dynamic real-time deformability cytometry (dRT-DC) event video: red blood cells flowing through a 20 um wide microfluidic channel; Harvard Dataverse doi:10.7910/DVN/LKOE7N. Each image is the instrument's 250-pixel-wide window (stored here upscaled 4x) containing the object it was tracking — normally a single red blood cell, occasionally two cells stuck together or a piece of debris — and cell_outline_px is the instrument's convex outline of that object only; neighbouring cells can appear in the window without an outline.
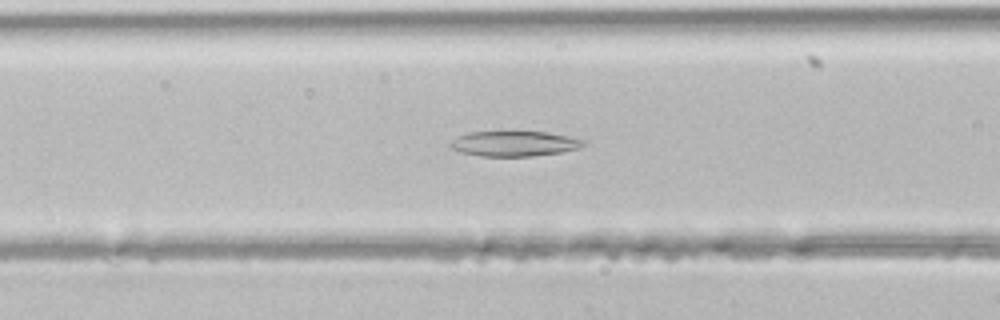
{"species": "common noctule bat (a hibernating species)", "species_latin": "Nyctalus noctula", "temperature_condition": "room temperature", "stored_images_in_passage": 43, "segment_of_instrument_passage": [1, 2], "camera_frame_rate_fps": 3000, "um_per_image_px": 0.085, "animal": {"sex": "male", "body_mass_g": 21.5, "forearm_length_mm": 52.0}, "frame": {"image": 1, "passage_image": 17, "time_ms": 5.333, "image_size_px": [1000, 320], "cell_outline_px": [[584, 144], [580, 148], [560, 152], [532, 156], [480, 156], [460, 152], [452, 148], [448, 144], [452, 140], [468, 132], [548, 132], [568, 136], [584, 140]], "centroid_in_image_um": [43.7, 12.21], "position_along_channel_um": 122.9, "area_um2": 19.36}}
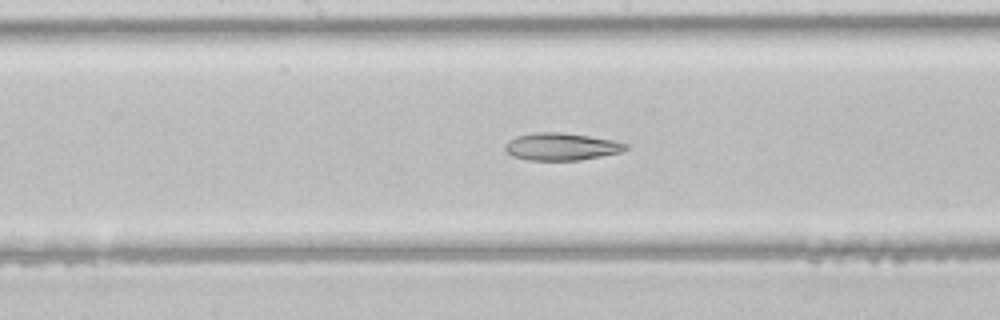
{"frame": {"image": 2, "passage_image": 22, "time_ms": 7.0, "image_size_px": [1000, 320], "cell_outline_px": [[628, 148], [620, 152], [580, 160], [528, 160], [512, 156], [504, 148], [508, 140], [516, 136], [532, 132], [564, 132], [612, 140], [628, 144]], "centroid_in_image_um": [47.68, 12.45], "position_along_channel_um": 200.5, "area_um2": 19.19}}
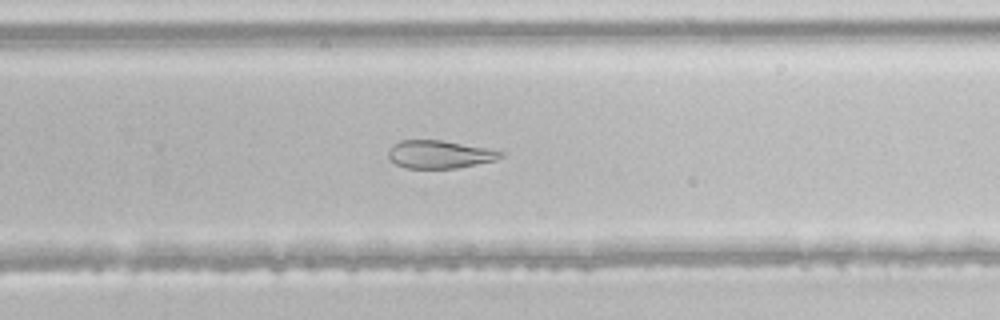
{"frame": {"image": 3, "passage_image": 28, "time_ms": 9.0, "image_size_px": [1000, 320], "cell_outline_px": [[504, 156], [496, 160], [456, 168], [404, 168], [388, 160], [388, 148], [392, 144], [400, 140], [440, 140], [488, 148], [504, 152]], "centroid_in_image_um": [37.32, 13.12], "position_along_channel_um": 292.5, "area_um2": 18.44}}